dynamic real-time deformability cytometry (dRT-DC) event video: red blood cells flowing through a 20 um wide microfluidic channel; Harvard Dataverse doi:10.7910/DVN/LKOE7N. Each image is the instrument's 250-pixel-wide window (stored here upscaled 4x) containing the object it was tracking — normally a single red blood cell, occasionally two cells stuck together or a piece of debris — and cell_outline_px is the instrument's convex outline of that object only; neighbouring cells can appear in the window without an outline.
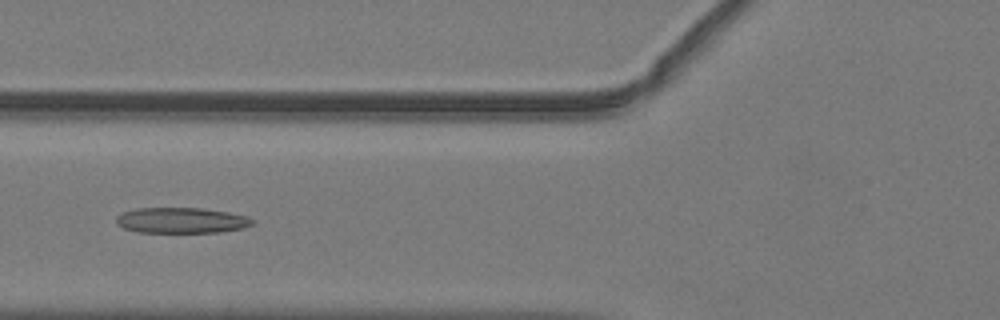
{"species": "common noctule bat (a hibernating species)", "species_latin": "Nyctalus noctula", "temperature_condition": "warm", "stored_images_in_passage": 52, "camera_frame_rate_fps": 3000, "um_per_image_px": 0.085, "animal": {"sex": "male", "body_mass_g": 19.2, "forearm_length_mm": 51.8}, "frame": {"image": 1, "passage_image": 21, "time_ms": 6.667, "image_size_px": [1000, 320], "cell_outline_px": [[252, 224], [244, 228], [220, 232], [140, 232], [124, 228], [116, 224], [116, 216], [124, 212], [136, 208], [204, 208], [228, 212], [244, 216], [252, 220]], "centroid_in_image_um": [15.39, 18.73], "position_along_channel_um": 110.4, "area_um2": 20.17}}
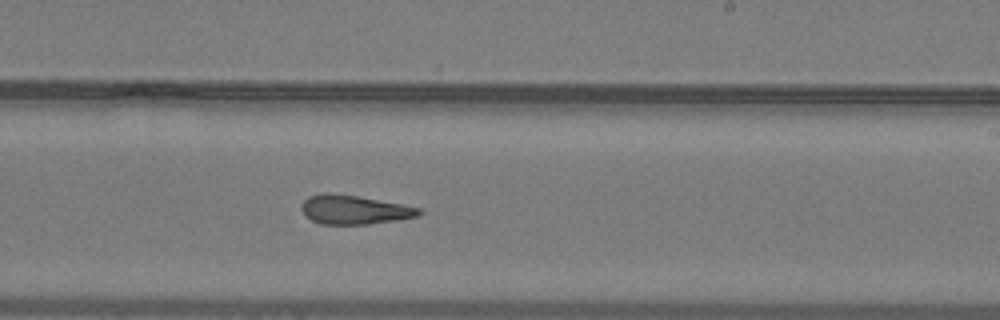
{"frame": {"image": 2, "passage_image": 32, "time_ms": 10.333, "image_size_px": [1000, 320], "cell_outline_px": [[424, 212], [416, 216], [396, 220], [368, 224], [320, 224], [304, 216], [300, 208], [304, 200], [308, 196], [328, 192], [332, 192], [356, 196], [400, 204], [420, 208]], "centroid_in_image_um": [30.05, 17.82], "position_along_channel_um": 259.0, "area_um2": 19.77}}
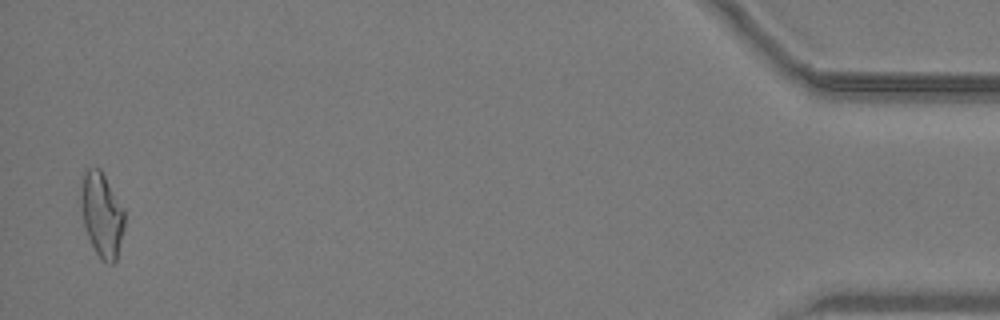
{"frame": {"image": 3, "passage_image": 51, "time_ms": 16.667, "image_size_px": [1000, 320], "cell_outline_px": [[124, 228], [116, 260], [112, 264], [108, 264], [96, 252], [88, 236], [84, 224], [80, 200], [80, 192], [84, 172], [88, 168], [100, 168], [124, 212]], "centroid_in_image_um": [8.64, 18.25], "position_along_channel_um": 426.6, "area_um2": 20.87}, "authors_computed_cell_mechanics": {"area_um2": 20.808, "velocity_mm_per_s": 4.0506, "shape_relaxation_time_tau1_ms": null, "shape_relaxation_time_tau2_ms": 1.9425, "deformation_change_tau1": null, "deformation_change_tau2": 0.1179}}